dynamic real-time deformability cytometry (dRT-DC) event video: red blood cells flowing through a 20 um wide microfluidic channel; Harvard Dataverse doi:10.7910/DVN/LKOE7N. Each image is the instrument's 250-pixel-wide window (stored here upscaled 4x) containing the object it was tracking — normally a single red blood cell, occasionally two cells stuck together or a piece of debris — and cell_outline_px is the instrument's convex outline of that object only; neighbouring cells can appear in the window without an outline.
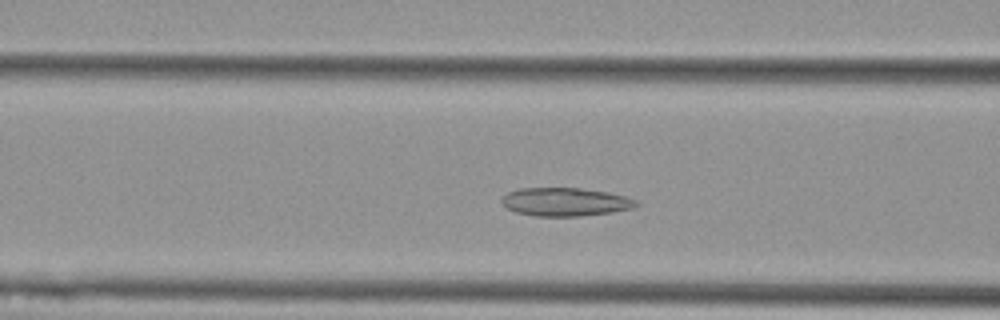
{"species": "Egyptian fruit bat (a non-hibernating species)", "species_latin": "Rousettus aegyptiacus", "temperature_condition": "cold", "stored_images_in_passage": 41, "camera_frame_rate_fps": 3000, "um_per_image_px": 0.085, "animal": {"sex": "female"}, "frame": {"image": 1, "passage_image": 8, "time_ms": 2.333, "image_size_px": [1000, 320], "cell_outline_px": [[640, 204], [632, 208], [612, 212], [580, 216], [532, 216], [516, 212], [508, 208], [500, 200], [508, 192], [520, 188], [580, 188], [608, 192], [624, 196], [636, 200]], "centroid_in_image_um": [48.05, 17.16], "position_along_channel_um": 118.6, "area_um2": 22.14}}
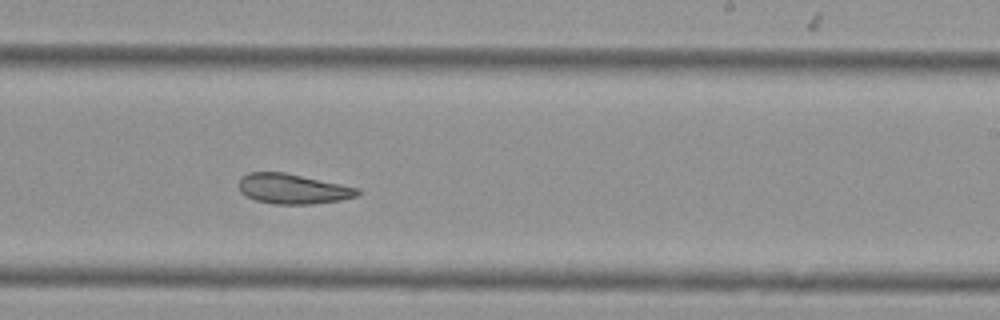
{"frame": {"image": 2, "passage_image": 20, "time_ms": 6.333, "image_size_px": [1000, 320], "cell_outline_px": [[360, 192], [356, 196], [340, 200], [312, 204], [272, 204], [256, 200], [244, 196], [240, 192], [236, 184], [240, 176], [248, 172], [284, 172], [360, 188]], "centroid_in_image_um": [24.81, 16.05], "position_along_channel_um": 264.2, "area_um2": 21.04}}
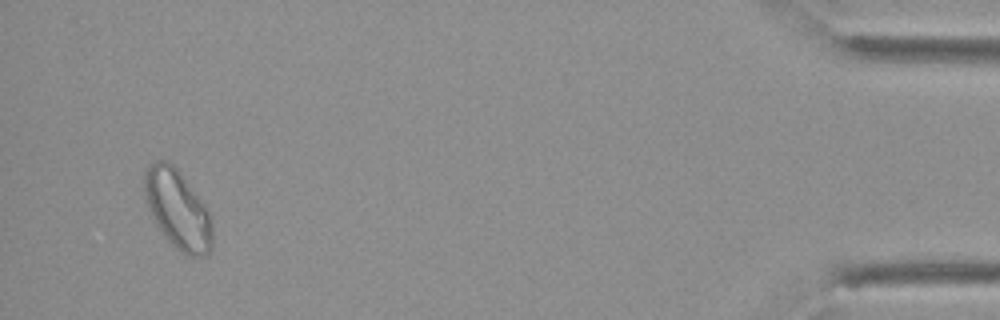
{"frame": {"image": 3, "passage_image": 39, "time_ms": 12.667, "image_size_px": [1000, 320], "cell_outline_px": [[212, 248], [208, 256], [188, 256], [180, 252], [164, 236], [156, 224], [148, 204], [144, 192], [144, 172], [148, 164], [156, 160], [168, 160], [176, 168], [204, 204], [212, 220]], "centroid_in_image_um": [15.11, 17.81], "position_along_channel_um": 420.1, "area_um2": 31.1}, "authors_computed_cell_mechanics": {"area_um2": 22.1374, "velocity_mm_per_s": 3.6578, "shape_relaxation_time_tau1_ms": 9.1312, "shape_relaxation_time_tau2_ms": 6.6817, "deformation_change_tau1": 0.1106, "deformation_change_tau2": 0.1237}}